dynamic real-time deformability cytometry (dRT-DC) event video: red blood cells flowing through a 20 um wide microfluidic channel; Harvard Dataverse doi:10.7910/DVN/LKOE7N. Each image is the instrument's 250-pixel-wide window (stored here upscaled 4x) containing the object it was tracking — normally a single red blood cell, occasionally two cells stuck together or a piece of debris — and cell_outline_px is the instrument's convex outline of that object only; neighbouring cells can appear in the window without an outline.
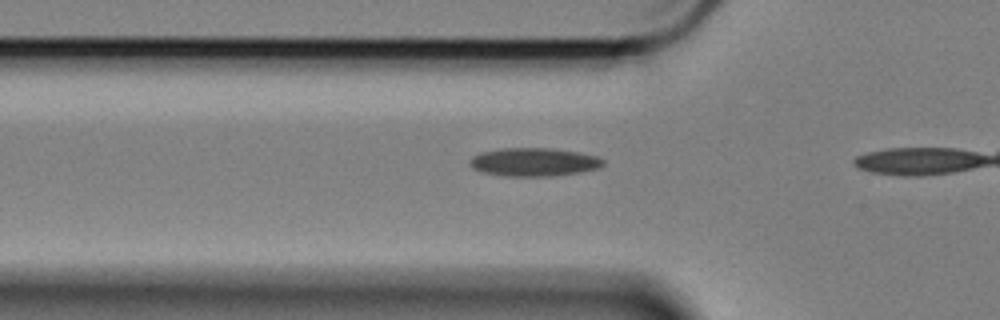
{"species": "Egyptian fruit bat (a non-hibernating species)", "species_latin": "Rousettus aegyptiacus", "temperature_condition": "cold", "stored_images_in_passage": 14, "camera_frame_rate_fps": 3000, "um_per_image_px": 0.085, "animal": {"sex": "female"}, "frame": {"image": 1, "passage_image": 12, "time_ms": 3.667, "image_size_px": [1000, 320], "cell_outline_px": [[604, 164], [600, 168], [580, 172], [552, 176], [504, 176], [480, 172], [472, 168], [468, 160], [472, 156], [480, 152], [500, 148], [552, 148], [576, 152], [596, 156], [604, 160]], "centroid_in_image_um": [45.34, 13.77], "position_along_channel_um": 80.5, "area_um2": 22.2}}